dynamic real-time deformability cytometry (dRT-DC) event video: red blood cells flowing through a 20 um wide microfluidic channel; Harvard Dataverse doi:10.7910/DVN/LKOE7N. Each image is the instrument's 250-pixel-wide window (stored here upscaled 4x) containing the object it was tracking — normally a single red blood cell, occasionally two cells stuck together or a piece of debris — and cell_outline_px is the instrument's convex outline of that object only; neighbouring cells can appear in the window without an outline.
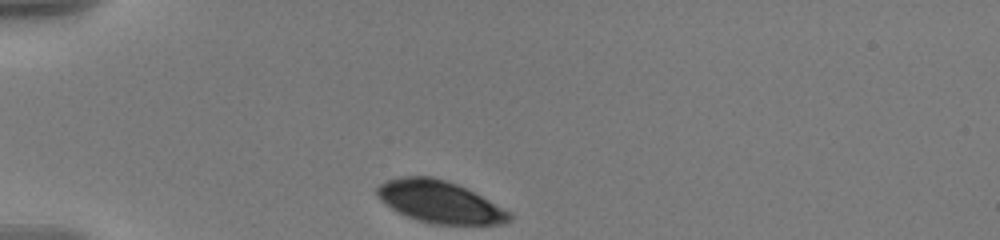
{"species": "human", "species_latin": "Homo sapiens", "temperature_condition": "warm", "stored_images_in_passage": 39, "camera_frame_rate_fps": 3000, "um_per_image_px": 0.085, "donor": {"sex": "male"}, "frame": {"image": 1, "passage_image": 1, "time_ms": 0.0, "image_size_px": [1000, 240], "cell_outline_px": [[512, 220], [504, 224], [432, 224], [416, 220], [392, 208], [380, 200], [376, 192], [376, 188], [380, 184], [388, 180], [404, 176], [432, 176], [456, 184], [488, 200], [508, 212], [512, 216]], "centroid_in_image_um": [37.35, 17.16], "position_along_channel_um": 47.7, "area_um2": 31.85}}
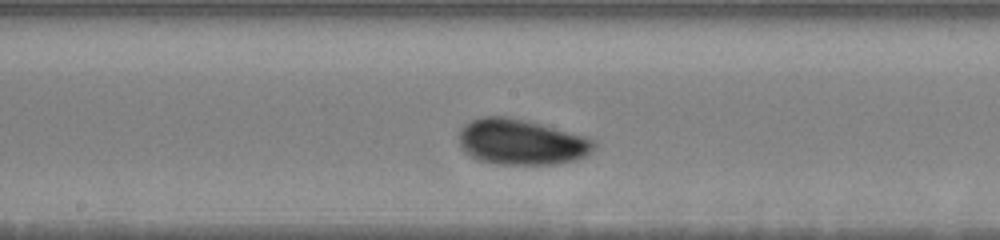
{"frame": {"image": 2, "passage_image": 17, "time_ms": 5.333, "image_size_px": [1000, 240], "cell_outline_px": [[596, 144], [584, 156], [576, 160], [556, 164], [500, 164], [476, 160], [464, 152], [460, 148], [460, 128], [464, 124], [480, 116], [508, 116], [528, 120], [584, 136], [596, 140]], "centroid_in_image_um": [44.27, 12.06], "position_along_channel_um": 203.9, "area_um2": 36.07}}
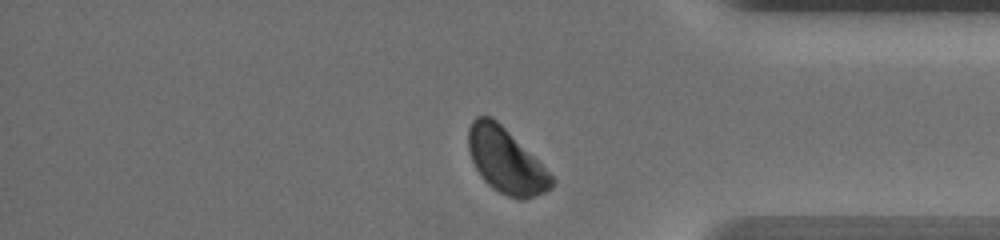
{"frame": {"image": 3, "passage_image": 34, "time_ms": 11.0, "image_size_px": [1000, 240], "cell_outline_px": [[556, 180], [552, 188], [544, 192], [524, 200], [520, 200], [508, 196], [492, 188], [484, 180], [476, 168], [472, 160], [468, 148], [468, 128], [472, 120], [476, 116], [492, 116]], "centroid_in_image_um": [42.97, 13.68], "position_along_channel_um": 392.2, "area_um2": 30.81}, "authors_computed_cell_mechanics": {"area_um2": 34.2176, "velocity_mm_per_s": 3.5073, "shape_relaxation_time_tau1_ms": 2.6108, "shape_relaxation_time_tau2_ms": null, "deformation_change_tau1": 0.0725, "deformation_change_tau2": null}}